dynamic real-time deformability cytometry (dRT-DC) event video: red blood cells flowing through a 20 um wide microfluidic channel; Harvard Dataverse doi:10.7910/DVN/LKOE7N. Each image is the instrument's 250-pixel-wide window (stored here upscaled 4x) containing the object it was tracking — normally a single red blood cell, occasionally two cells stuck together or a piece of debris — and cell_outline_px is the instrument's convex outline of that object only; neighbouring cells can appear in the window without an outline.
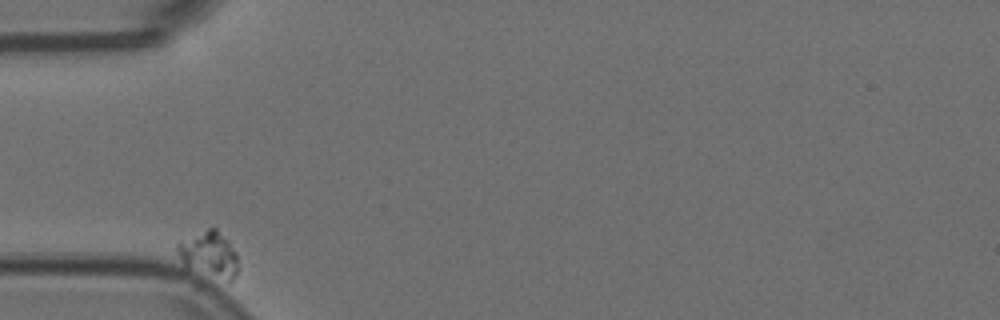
{"species": "Egyptian fruit bat (a non-hibernating species)", "species_latin": "Rousettus aegyptiacus", "temperature_condition": "room temperature", "stored_images_in_passage": 37, "camera_frame_rate_fps": 3000, "um_per_image_px": 0.085, "animal": {"sex": "female"}, "frame": {"image": 1, "passage_image": 1, "time_ms": 0.0, "image_size_px": [1000, 320], "cell_outline_px": [[236, 276], [228, 284], [184, 272], [176, 252], [176, 244], [208, 228], [216, 228], [228, 240], [236, 252]], "centroid_in_image_um": [17.71, 21.77], "position_along_channel_um": 67.3, "area_um2": 17.46}}
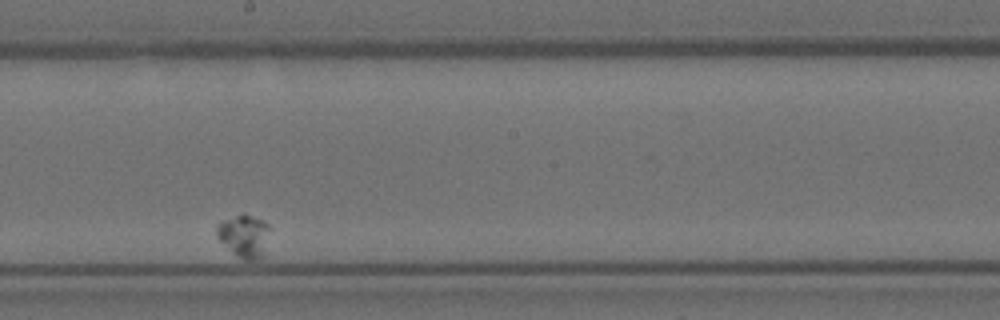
{"frame": {"image": 2, "passage_image": 22, "time_ms": 7.0, "image_size_px": [1000, 320], "cell_outline_px": [[268, 228], [264, 256], [260, 260], [244, 260], [236, 256], [216, 236], [216, 224], [224, 220], [244, 212], [264, 220], [268, 224]], "centroid_in_image_um": [20.74, 20.05], "position_along_channel_um": 227.5, "area_um2": 13.29}}
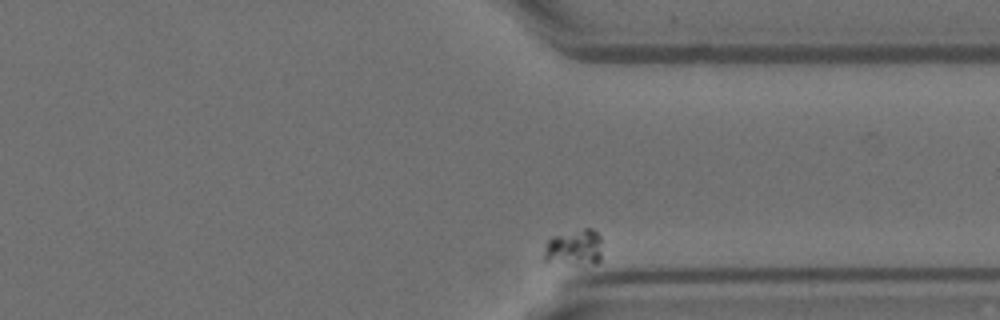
{"frame": {"image": 3, "passage_image": 37, "time_ms": 12.0, "image_size_px": [1000, 320], "cell_outline_px": [[600, 260], [596, 264], [584, 268], [544, 260], [544, 252], [548, 240], [552, 236], [584, 228], [592, 228], [600, 236]], "centroid_in_image_um": [48.83, 21.1], "position_along_channel_um": 362.6, "area_um2": 12.72}}